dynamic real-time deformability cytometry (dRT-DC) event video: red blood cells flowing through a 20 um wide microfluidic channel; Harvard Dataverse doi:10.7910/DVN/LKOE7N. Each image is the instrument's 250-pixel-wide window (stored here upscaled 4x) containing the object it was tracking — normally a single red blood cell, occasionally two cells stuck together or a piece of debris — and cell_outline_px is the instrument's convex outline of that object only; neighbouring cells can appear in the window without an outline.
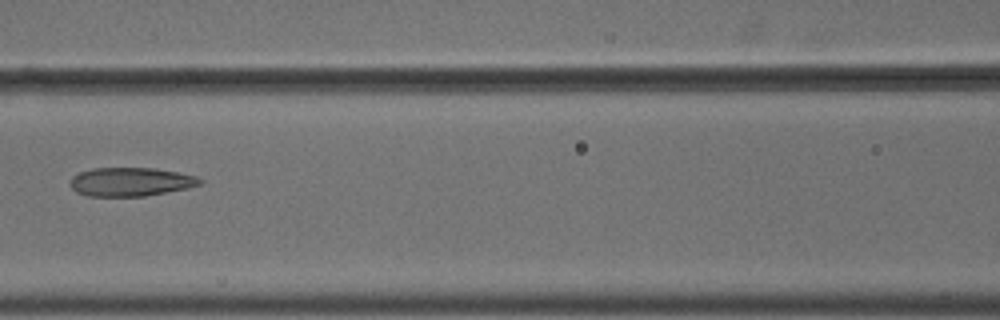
{"species": "common noctule bat (a hibernating species)", "species_latin": "Nyctalus noctula", "temperature_condition": "cold", "stored_images_in_passage": 3, "camera_frame_rate_fps": 3000, "um_per_image_px": 0.085, "animal": {"sex": "male", "body_mass_g": 18.8}, "frame": {"image": 1, "passage_image": 3, "time_ms": 0.667, "image_size_px": [1000, 320], "cell_outline_px": [[204, 180], [200, 184], [188, 188], [144, 196], [88, 196], [76, 192], [68, 184], [68, 180], [72, 176], [80, 172], [92, 168], [156, 168], [196, 176]], "centroid_in_image_um": [11.06, 15.45], "position_along_channel_um": 155.5, "area_um2": 21.79}}